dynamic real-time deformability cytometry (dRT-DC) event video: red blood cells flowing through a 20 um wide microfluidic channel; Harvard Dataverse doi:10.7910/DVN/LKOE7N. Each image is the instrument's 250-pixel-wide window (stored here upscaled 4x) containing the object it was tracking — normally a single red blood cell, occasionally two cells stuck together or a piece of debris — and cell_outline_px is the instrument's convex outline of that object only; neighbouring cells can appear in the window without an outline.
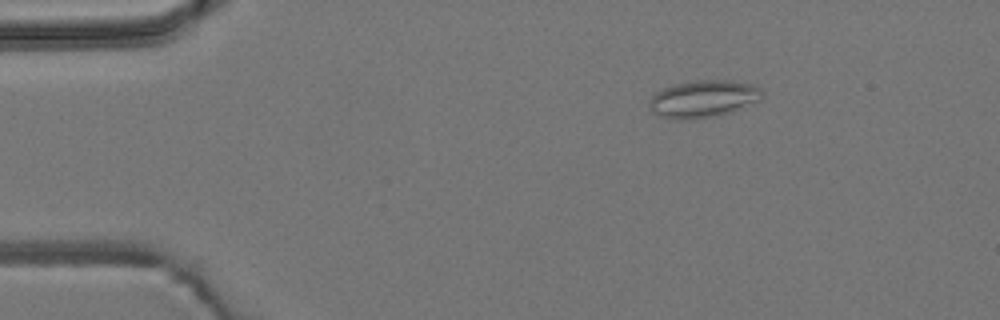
{"species": "common noctule bat (a hibernating species)", "species_latin": "Nyctalus noctula", "temperature_condition": "room temperature", "stored_images_in_passage": 4, "camera_frame_rate_fps": 3000, "um_per_image_px": 0.085, "animal": {"sex": "male", "body_mass_g": 19.2, "forearm_length_mm": 51.8}, "frame": {"image": 1, "passage_image": 1, "time_ms": 0.0, "image_size_px": [1000, 320], "cell_outline_px": [[764, 92], [760, 100], [732, 112], [716, 116], [680, 120], [676, 120], [660, 116], [648, 104], [648, 100], [656, 92], [672, 84], [696, 80], [728, 80], [756, 84]], "centroid_in_image_um": [59.81, 8.39], "position_along_channel_um": 25.2, "area_um2": 24.62}}